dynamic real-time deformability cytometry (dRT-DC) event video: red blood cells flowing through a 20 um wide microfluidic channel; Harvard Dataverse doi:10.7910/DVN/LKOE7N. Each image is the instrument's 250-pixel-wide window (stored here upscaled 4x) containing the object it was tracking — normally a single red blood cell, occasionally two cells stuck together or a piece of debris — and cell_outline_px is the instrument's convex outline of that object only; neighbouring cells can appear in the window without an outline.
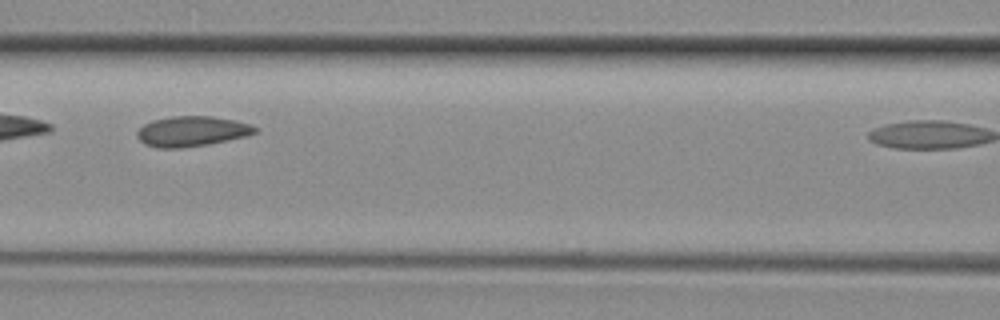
{"species": "common noctule bat (a hibernating species)", "species_latin": "Nyctalus noctula", "temperature_condition": "room temperature", "stored_images_in_passage": 9, "camera_frame_rate_fps": 3000, "um_per_image_px": 0.085, "animal": {"sex": "female", "body_mass_g": 29.2, "forearm_length_mm": 56.3}, "frame": {"image": 1, "passage_image": 4, "time_ms": 1.0, "image_size_px": [1000, 320], "cell_outline_px": [[256, 132], [244, 136], [208, 144], [180, 148], [156, 148], [144, 144], [136, 136], [136, 132], [144, 124], [152, 120], [172, 116], [212, 116], [236, 120], [252, 124], [256, 128]], "centroid_in_image_um": [16.27, 11.15], "position_along_channel_um": 150.3, "area_um2": 20.75}}